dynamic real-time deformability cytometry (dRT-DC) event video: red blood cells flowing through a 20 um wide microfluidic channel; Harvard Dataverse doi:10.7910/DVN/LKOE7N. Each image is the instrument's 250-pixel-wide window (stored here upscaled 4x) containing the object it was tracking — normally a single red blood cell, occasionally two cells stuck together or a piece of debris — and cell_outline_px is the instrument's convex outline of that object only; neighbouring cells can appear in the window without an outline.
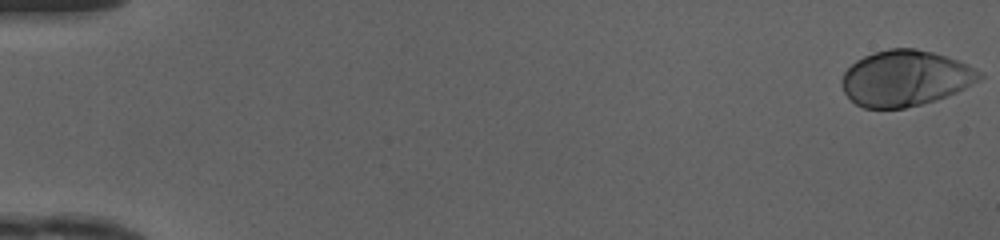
{"species": "human", "species_latin": "Homo sapiens", "temperature_condition": "cold", "stored_images_in_passage": 50, "camera_frame_rate_fps": 3000, "um_per_image_px": 0.085, "donor": {"sex": "female"}, "frame": {"image": 1, "passage_image": 1, "time_ms": 0.0, "image_size_px": [1000, 240], "cell_outline_px": [[984, 76], [980, 80], [948, 96], [936, 100], [904, 108], [864, 108], [856, 104], [844, 92], [840, 80], [844, 72], [856, 60], [872, 52], [888, 48], [916, 48], [932, 52], [968, 64], [976, 68]], "centroid_in_image_um": [76.94, 6.64], "position_along_channel_um": 8.1, "area_um2": 44.74}}
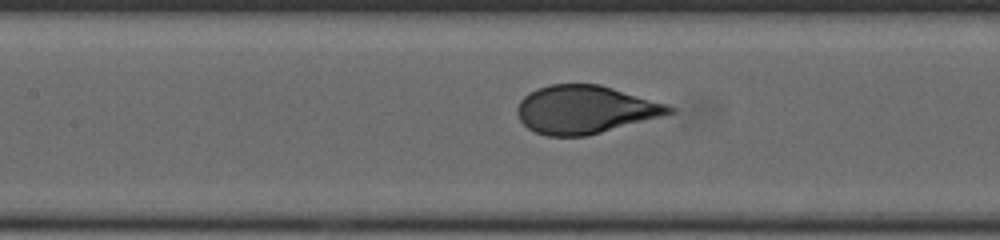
{"frame": {"image": 2, "passage_image": 24, "time_ms": 7.667, "image_size_px": [1000, 240], "cell_outline_px": [[676, 112], [664, 116], [584, 136], [548, 136], [536, 132], [528, 128], [520, 120], [516, 112], [516, 108], [520, 100], [528, 92], [536, 88], [548, 84], [600, 84], [668, 104], [676, 108]], "centroid_in_image_um": [49.73, 9.3], "position_along_channel_um": 157.7, "area_um2": 42.66}}
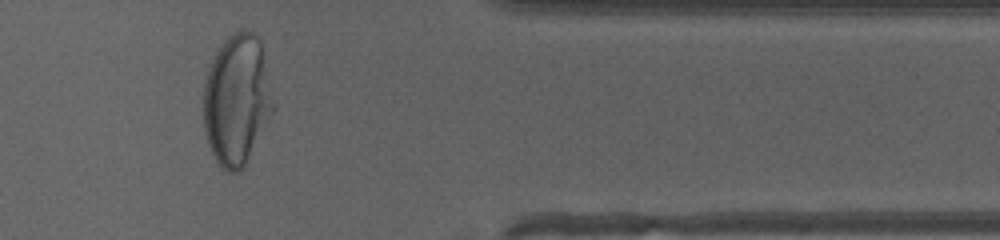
{"frame": {"image": 3, "passage_image": 42, "time_ms": 13.667, "image_size_px": [1000, 240], "cell_outline_px": [[276, 108], [244, 168], [240, 172], [228, 172], [216, 160], [208, 144], [204, 128], [204, 84], [212, 60], [216, 52], [224, 40], [232, 32], [240, 28], [252, 32], [260, 36], [276, 104]], "centroid_in_image_um": [20.18, 8.46], "position_along_channel_um": 391.2, "area_um2": 53.93}, "authors_computed_cell_mechanics": {"area_um2": 44.0147, "velocity_mm_per_s": 4.1557, "shape_relaxation_time_tau1_ms": 4.2313, "shape_relaxation_time_tau2_ms": null, "deformation_change_tau1": 0.1989, "deformation_change_tau2": null}}